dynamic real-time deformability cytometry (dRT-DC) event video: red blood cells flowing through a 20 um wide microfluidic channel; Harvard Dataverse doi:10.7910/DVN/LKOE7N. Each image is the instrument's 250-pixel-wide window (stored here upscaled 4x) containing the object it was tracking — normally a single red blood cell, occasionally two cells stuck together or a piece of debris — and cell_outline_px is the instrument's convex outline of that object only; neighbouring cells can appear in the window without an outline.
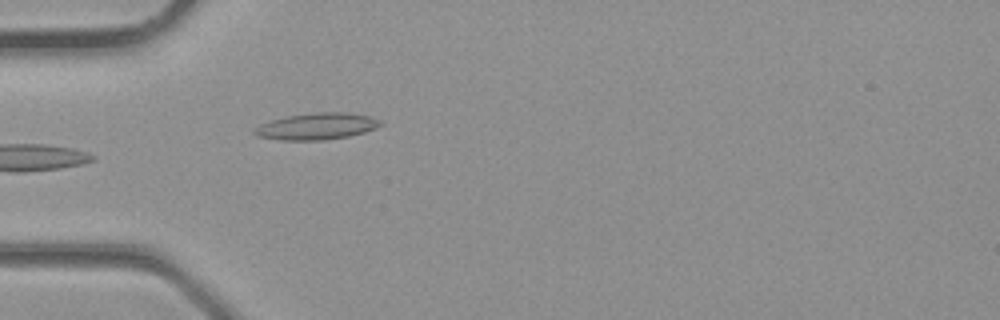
{"species": "common noctule bat (a hibernating species)", "species_latin": "Nyctalus noctula", "temperature_condition": "room temperature", "stored_images_in_passage": 3, "camera_frame_rate_fps": 3000, "um_per_image_px": 0.085, "animal": {"sex": "male", "body_mass_g": 23.1, "forearm_length_mm": 52.7}, "frame": {"image": 1, "passage_image": 3, "time_ms": 0.667, "image_size_px": [1000, 320], "cell_outline_px": [[380, 124], [376, 128], [364, 132], [348, 136], [324, 140], [280, 140], [256, 136], [252, 132], [252, 128], [260, 124], [272, 120], [288, 116], [316, 112], [344, 112], [368, 116], [380, 120]], "centroid_in_image_um": [26.86, 10.74], "position_along_channel_um": 58.1, "area_um2": 19.42}}